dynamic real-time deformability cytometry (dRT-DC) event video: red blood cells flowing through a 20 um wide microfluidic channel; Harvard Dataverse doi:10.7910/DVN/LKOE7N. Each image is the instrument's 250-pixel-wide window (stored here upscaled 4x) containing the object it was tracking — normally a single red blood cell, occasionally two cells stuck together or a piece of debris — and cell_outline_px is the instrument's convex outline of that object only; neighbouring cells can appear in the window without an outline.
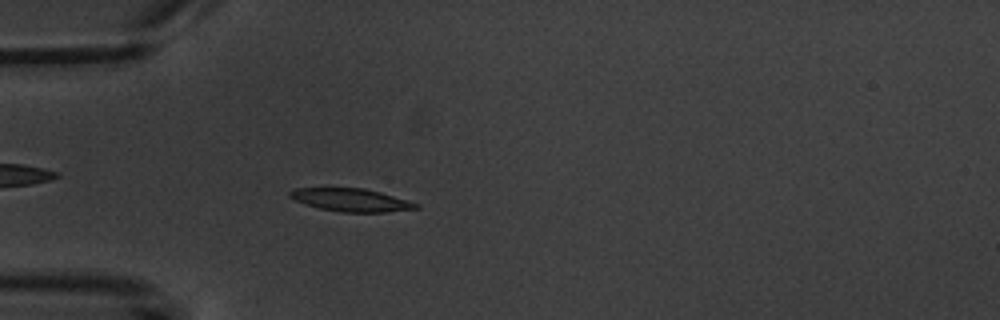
{"species": "common noctule bat (a hibernating species)", "species_latin": "Nyctalus noctula", "temperature_condition": "warm", "stored_images_in_passage": 5, "camera_frame_rate_fps": 3000, "um_per_image_px": 0.085, "animal": {"sex": "male", "body_mass_g": 20.1, "forearm_length_mm": 53.5}, "frame": {"image": 1, "passage_image": 5, "time_ms": 4.667, "image_size_px": [1000, 320], "cell_outline_px": [[420, 208], [388, 212], [340, 212], [320, 208], [304, 204], [288, 196], [288, 192], [296, 188], [364, 188], [380, 192], [420, 204]], "centroid_in_image_um": [29.85, 17.0], "position_along_channel_um": 55.2, "area_um2": 16.82}}